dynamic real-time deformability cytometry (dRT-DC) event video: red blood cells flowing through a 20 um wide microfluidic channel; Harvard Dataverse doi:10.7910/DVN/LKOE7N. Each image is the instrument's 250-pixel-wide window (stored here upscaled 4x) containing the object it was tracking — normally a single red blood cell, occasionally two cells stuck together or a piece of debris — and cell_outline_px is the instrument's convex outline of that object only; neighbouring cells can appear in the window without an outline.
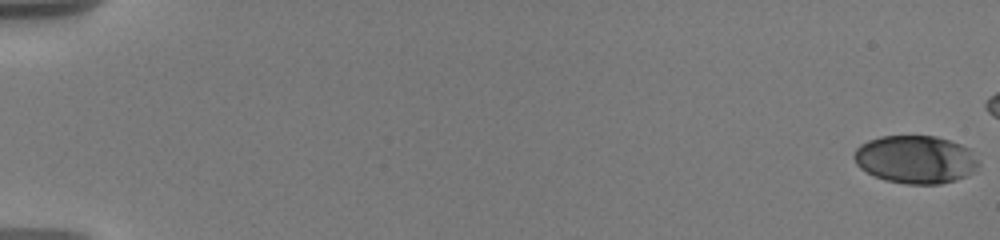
{"species": "human", "species_latin": "Homo sapiens", "temperature_condition": "warm", "stored_images_in_passage": 25, "camera_frame_rate_fps": 3000, "um_per_image_px": 0.085, "donor": {"sex": "male"}, "frame": {"image": 1, "passage_image": 1, "time_ms": 0.0, "image_size_px": [1000, 240], "cell_outline_px": [[980, 164], [964, 176], [956, 180], [940, 184], [908, 184], [884, 180], [860, 168], [856, 164], [852, 156], [856, 148], [860, 144], [868, 140], [880, 136], [936, 136], [960, 144], [968, 148]], "centroid_in_image_um": [77.77, 13.55], "position_along_channel_um": 7.2, "area_um2": 34.62}}
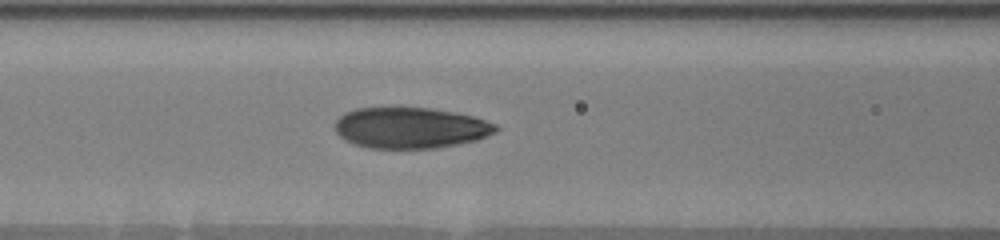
{"frame": {"image": 2, "passage_image": 12, "time_ms": 8.667, "image_size_px": [1000, 240], "cell_outline_px": [[500, 128], [496, 132], [476, 140], [436, 148], [368, 148], [344, 140], [336, 132], [336, 120], [344, 112], [356, 108], [396, 104], [432, 108], [456, 112], [472, 116], [496, 124]], "centroid_in_image_um": [34.85, 10.81], "position_along_channel_um": 131.7, "area_um2": 39.42}}
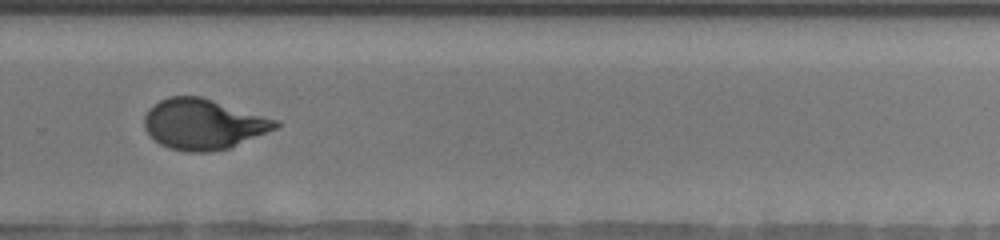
{"frame": {"image": 3, "passage_image": 20, "time_ms": 13.667, "image_size_px": [1000, 240], "cell_outline_px": [[280, 124], [276, 128], [228, 148], [212, 152], [188, 152], [168, 148], [160, 144], [144, 128], [144, 116], [160, 100], [168, 96], [200, 96], [280, 120]], "centroid_in_image_um": [17.29, 10.55], "position_along_channel_um": 312.5, "area_um2": 38.26}}